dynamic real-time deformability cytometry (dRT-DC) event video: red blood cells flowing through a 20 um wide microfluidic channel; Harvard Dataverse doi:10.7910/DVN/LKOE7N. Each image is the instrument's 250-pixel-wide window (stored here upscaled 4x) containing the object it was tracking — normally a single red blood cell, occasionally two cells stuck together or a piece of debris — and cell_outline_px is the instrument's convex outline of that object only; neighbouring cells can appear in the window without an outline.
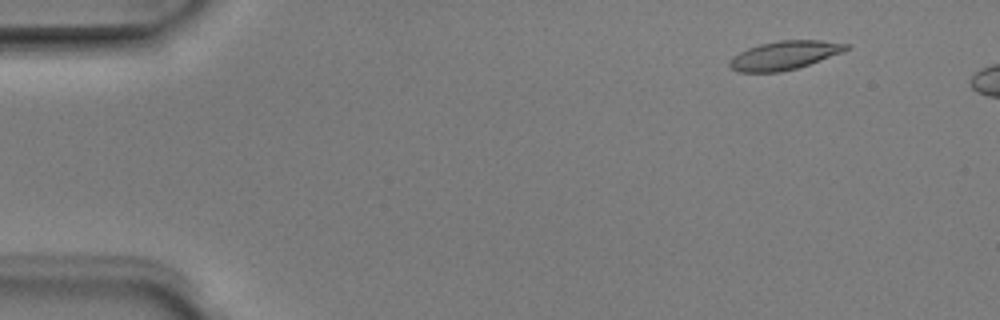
{"species": "Egyptian fruit bat (a non-hibernating species)", "species_latin": "Rousettus aegyptiacus", "temperature_condition": "room temperature", "stored_images_in_passage": 4, "camera_frame_rate_fps": 3000, "um_per_image_px": 0.085, "animal": {"sex": "male"}, "frame": {"image": 1, "passage_image": 2, "time_ms": 0.333, "image_size_px": [1000, 320], "cell_outline_px": [[848, 48], [840, 52], [808, 64], [796, 68], [780, 72], [740, 72], [732, 68], [728, 64], [728, 60], [732, 56], [748, 48], [760, 44], [780, 40], [820, 40], [848, 44]], "centroid_in_image_um": [66.6, 4.7], "position_along_channel_um": 18.4, "area_um2": 19.07}}